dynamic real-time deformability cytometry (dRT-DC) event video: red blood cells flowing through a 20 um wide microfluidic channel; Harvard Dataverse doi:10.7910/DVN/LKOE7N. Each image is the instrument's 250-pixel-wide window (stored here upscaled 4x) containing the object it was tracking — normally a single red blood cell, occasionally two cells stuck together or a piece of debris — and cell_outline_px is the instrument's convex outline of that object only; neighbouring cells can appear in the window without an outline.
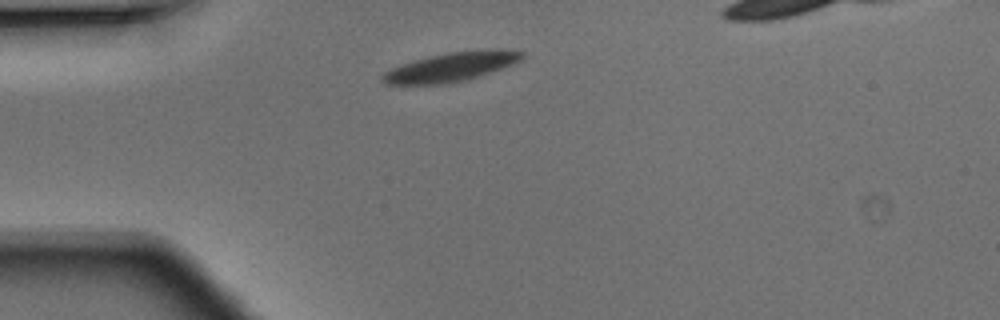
{"species": "Egyptian fruit bat (a non-hibernating species)", "species_latin": "Rousettus aegyptiacus", "temperature_condition": "warm", "stored_images_in_passage": 34, "camera_frame_rate_fps": 3000, "um_per_image_px": 0.085, "animal": {"sex": "male"}, "frame": {"image": 1, "passage_image": 1, "time_ms": 0.0, "image_size_px": [1000, 320], "cell_outline_px": [[524, 56], [520, 60], [512, 64], [464, 80], [444, 84], [384, 84], [380, 80], [380, 76], [384, 72], [392, 68], [428, 56], [448, 52], [524, 52]], "centroid_in_image_um": [38.16, 5.74], "position_along_channel_um": 46.8, "area_um2": 22.2}}
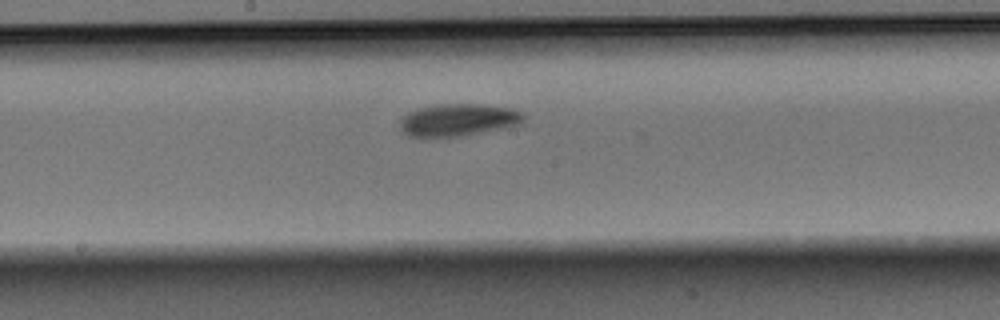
{"frame": {"image": 2, "passage_image": 14, "time_ms": 4.333, "image_size_px": [1000, 320], "cell_outline_px": [[524, 120], [520, 124], [504, 128], [456, 136], [408, 136], [400, 132], [400, 120], [408, 112], [416, 108], [440, 104], [488, 104], [512, 108], [524, 112]], "centroid_in_image_um": [38.96, 10.17], "position_along_channel_um": 209.2, "area_um2": 23.35}}
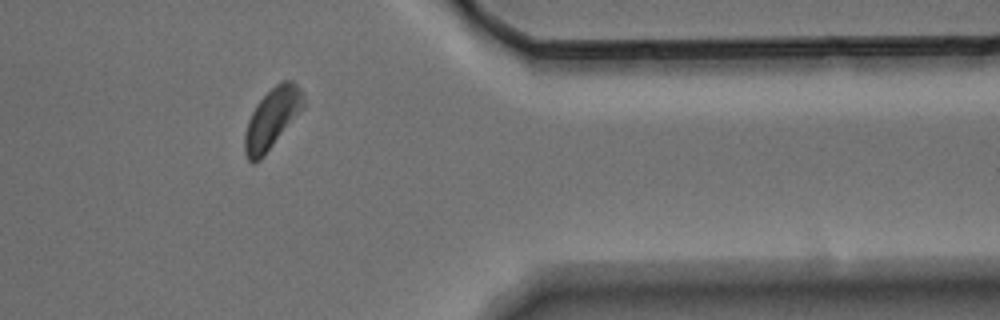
{"frame": {"image": 3, "passage_image": 28, "time_ms": 9.0, "image_size_px": [1000, 320], "cell_outline_px": [[304, 108], [264, 156], [260, 160], [252, 164], [248, 160], [244, 152], [244, 132], [248, 120], [256, 104], [280, 80], [292, 80], [304, 92]], "centroid_in_image_um": [23.12, 10.08], "position_along_channel_um": 388.3, "area_um2": 20.81}}